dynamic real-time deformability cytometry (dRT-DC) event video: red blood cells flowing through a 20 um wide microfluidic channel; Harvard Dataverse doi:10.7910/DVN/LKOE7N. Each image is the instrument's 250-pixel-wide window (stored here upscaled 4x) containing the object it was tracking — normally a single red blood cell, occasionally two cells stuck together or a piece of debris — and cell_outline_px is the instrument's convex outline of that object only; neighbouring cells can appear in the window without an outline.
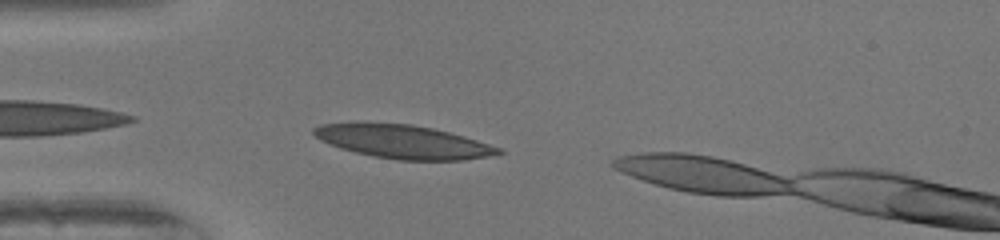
{"species": "human", "species_latin": "Homo sapiens", "temperature_condition": "warm", "stored_images_in_passage": 39, "camera_frame_rate_fps": 3000, "um_per_image_px": 0.085, "donor": {"sex": "female"}, "frame": {"image": 1, "passage_image": 2, "time_ms": 0.333, "image_size_px": [1000, 240], "cell_outline_px": [[504, 152], [488, 156], [464, 160], [396, 160], [372, 156], [340, 148], [320, 140], [312, 132], [312, 128], [320, 124], [356, 120], [412, 124], [432, 128], [464, 136], [500, 148]], "centroid_in_image_um": [34.16, 12.01], "position_along_channel_um": 50.8, "area_um2": 36.65}}
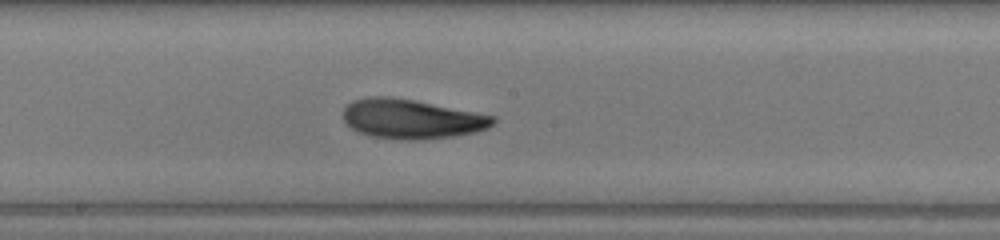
{"frame": {"image": 2, "passage_image": 15, "time_ms": 4.667, "image_size_px": [1000, 240], "cell_outline_px": [[496, 120], [488, 128], [476, 132], [456, 136], [424, 140], [400, 140], [372, 136], [356, 132], [344, 120], [344, 108], [352, 100], [368, 96], [392, 96], [496, 116]], "centroid_in_image_um": [34.98, 10.12], "position_along_channel_um": 213.2, "area_um2": 34.68}}
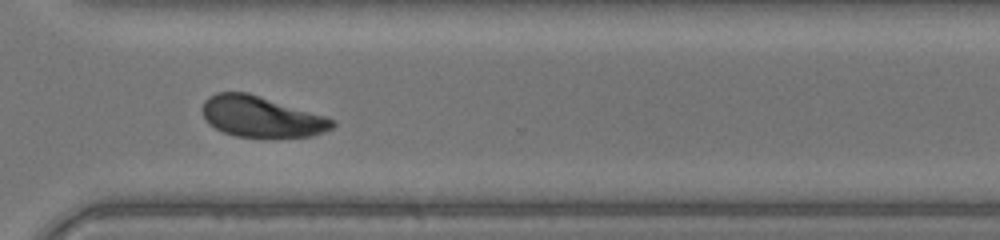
{"frame": {"image": 3, "passage_image": 25, "time_ms": 8.0, "image_size_px": [1000, 240], "cell_outline_px": [[336, 124], [332, 128], [324, 132], [312, 136], [236, 136], [224, 132], [208, 124], [200, 108], [204, 100], [208, 96], [216, 92], [248, 92], [324, 116], [336, 120]], "centroid_in_image_um": [22.17, 9.9], "position_along_channel_um": 348.4, "area_um2": 30.69}, "authors_computed_cell_mechanics": {"area_um2": 33.2928, "velocity_mm_per_s": 4.0478, "shape_relaxation_time_tau1_ms": 5.3323, "shape_relaxation_time_tau2_ms": 1.3978, "deformation_change_tau1": 0.2147, "deformation_change_tau2": 0.0686}}